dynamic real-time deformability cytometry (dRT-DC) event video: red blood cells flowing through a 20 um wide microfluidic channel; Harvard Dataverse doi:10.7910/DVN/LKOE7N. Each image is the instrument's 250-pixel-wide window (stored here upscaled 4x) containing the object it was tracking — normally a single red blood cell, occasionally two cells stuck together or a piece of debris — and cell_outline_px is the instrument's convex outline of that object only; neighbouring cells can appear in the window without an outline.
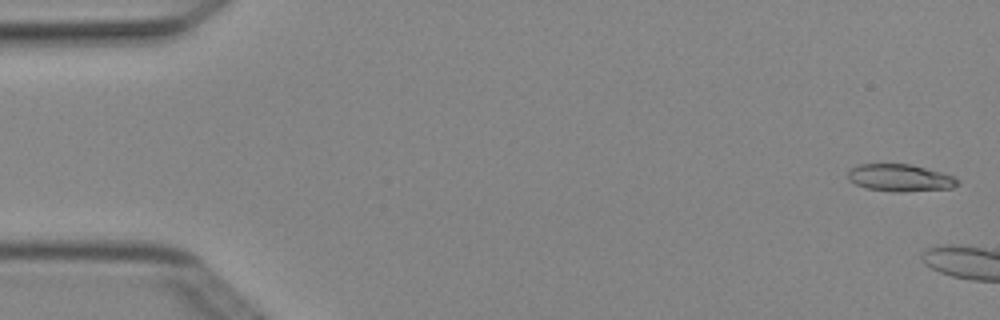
{"species": "Egyptian fruit bat (a non-hibernating species)", "species_latin": "Rousettus aegyptiacus", "temperature_condition": "cold", "stored_images_in_passage": 5, "camera_frame_rate_fps": 3000, "um_per_image_px": 0.085, "animal": {"sex": "female"}, "frame": {"image": 1, "passage_image": 1, "time_ms": 0.0, "image_size_px": [1000, 320], "cell_outline_px": [[960, 184], [952, 188], [900, 192], [896, 192], [864, 188], [848, 180], [848, 172], [852, 168], [860, 164], [912, 164], [956, 176], [960, 180]], "centroid_in_image_um": [76.55, 15.12], "position_along_channel_um": 8.5, "area_um2": 17.57}}